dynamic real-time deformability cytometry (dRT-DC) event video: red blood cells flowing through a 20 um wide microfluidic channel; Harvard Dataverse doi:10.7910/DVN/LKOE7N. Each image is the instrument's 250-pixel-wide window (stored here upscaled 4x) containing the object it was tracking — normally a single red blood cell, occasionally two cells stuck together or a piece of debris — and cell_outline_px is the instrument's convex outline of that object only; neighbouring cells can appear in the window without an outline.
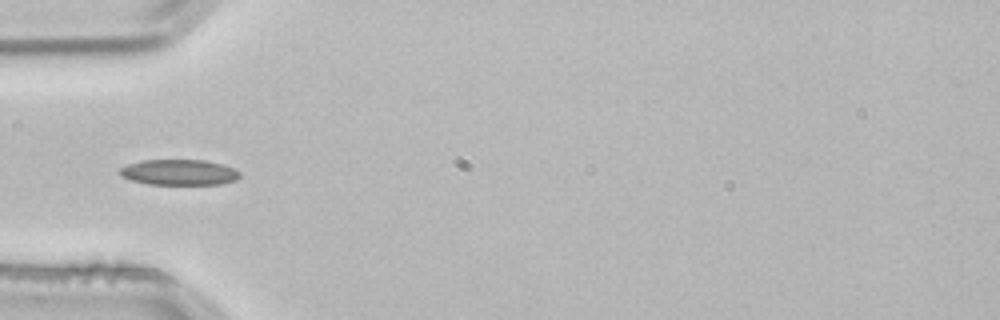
{"species": "common noctule bat (a hibernating species)", "species_latin": "Nyctalus noctula", "temperature_condition": "room temperature", "stored_images_in_passage": 4, "segment_of_instrument_passage": [2, 2], "camera_frame_rate_fps": 3000, "um_per_image_px": 0.085, "animal": {"sex": "male", "body_mass_g": 21.5, "forearm_length_mm": 52.0}, "frame": {"image": 1, "passage_image": 4, "time_ms": 1.0, "image_size_px": [1000, 320], "cell_outline_px": [[240, 176], [236, 180], [220, 184], [148, 184], [132, 180], [120, 176], [120, 168], [128, 164], [144, 160], [204, 160], [220, 164], [232, 168], [240, 172]], "centroid_in_image_um": [15.21, 14.65], "position_along_channel_um": 69.8, "area_um2": 17.74}}